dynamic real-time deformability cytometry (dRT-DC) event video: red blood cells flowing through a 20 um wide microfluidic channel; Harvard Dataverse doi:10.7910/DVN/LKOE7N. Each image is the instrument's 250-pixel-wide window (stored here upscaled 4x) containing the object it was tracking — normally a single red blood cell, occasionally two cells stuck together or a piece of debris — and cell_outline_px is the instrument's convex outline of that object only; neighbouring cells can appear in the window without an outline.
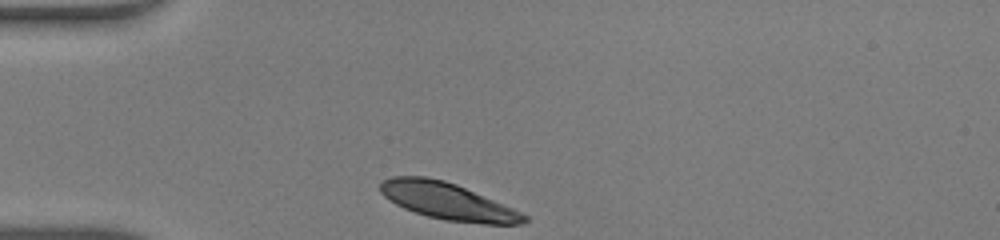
{"species": "human", "species_latin": "Homo sapiens", "temperature_condition": "warm", "stored_images_in_passage": 27, "camera_frame_rate_fps": 3000, "um_per_image_px": 0.085, "donor": {"sex": "male"}, "frame": {"image": 1, "passage_image": 1, "time_ms": 0.0, "image_size_px": [1000, 240], "cell_outline_px": [[528, 220], [524, 224], [484, 224], [444, 220], [428, 216], [404, 208], [396, 204], [384, 196], [380, 192], [380, 180], [392, 176], [424, 176], [444, 180], [456, 184], [504, 204], [528, 216]], "centroid_in_image_um": [38.04, 17.1], "position_along_channel_um": 47.0, "area_um2": 30.81}}
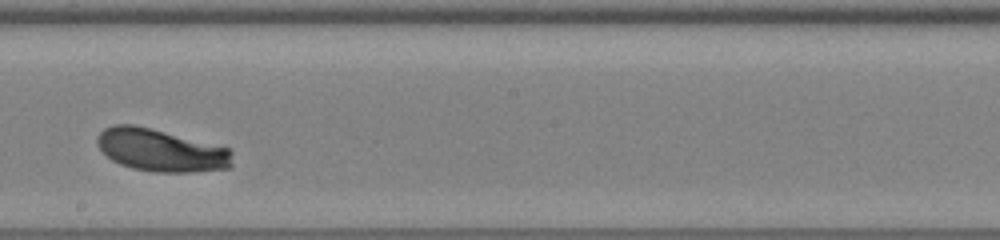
{"frame": {"image": 2, "passage_image": 16, "time_ms": 5.0, "image_size_px": [1000, 240], "cell_outline_px": [[232, 168], [192, 172], [156, 172], [132, 168], [120, 164], [112, 160], [96, 144], [96, 136], [104, 128], [112, 124], [132, 124], [228, 148], [232, 152]], "centroid_in_image_um": [13.65, 12.78], "position_along_channel_um": 234.6, "area_um2": 33.18}}
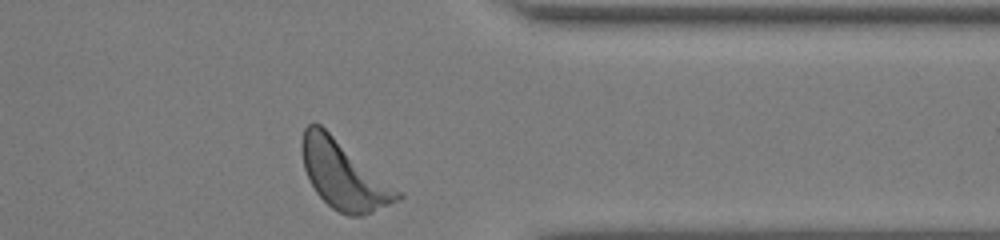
{"frame": {"image": 3, "passage_image": 27, "time_ms": 8.667, "image_size_px": [1000, 240], "cell_outline_px": [[404, 196], [400, 200], [372, 212], [360, 216], [348, 216], [332, 208], [316, 192], [304, 168], [300, 148], [300, 144], [304, 128], [312, 120], [320, 124], [404, 192]], "centroid_in_image_um": [29.24, 14.84], "position_along_channel_um": 382.2, "area_um2": 38.44}, "authors_computed_cell_mechanics": {"area_um2": 33.6396, "velocity_mm_per_s": 4.2366, "shape_relaxation_time_tau1_ms": 1.9879, "shape_relaxation_time_tau2_ms": null, "deformation_change_tau1": 0.1414, "deformation_change_tau2": null}}